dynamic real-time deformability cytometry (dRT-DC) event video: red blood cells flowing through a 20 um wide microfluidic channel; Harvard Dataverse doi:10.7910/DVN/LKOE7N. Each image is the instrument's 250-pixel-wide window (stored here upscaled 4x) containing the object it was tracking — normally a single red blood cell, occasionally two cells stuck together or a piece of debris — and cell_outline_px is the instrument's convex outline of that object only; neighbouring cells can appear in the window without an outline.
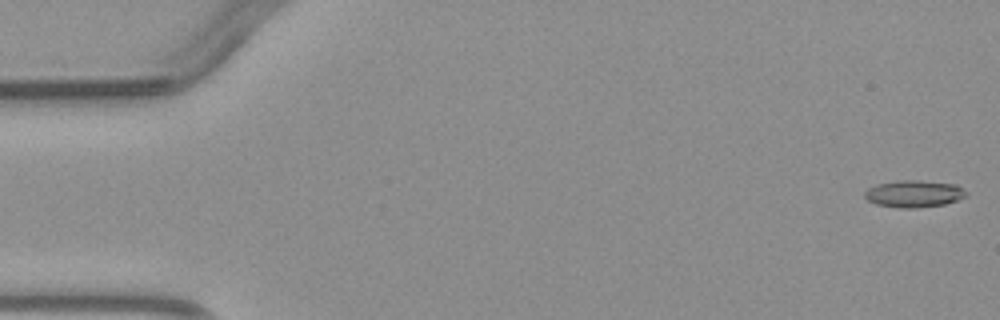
{"species": "common noctule bat (a hibernating species)", "species_latin": "Nyctalus noctula", "temperature_condition": "warm", "stored_images_in_passage": 4, "camera_frame_rate_fps": 3000, "um_per_image_px": 0.085, "animal": {"sex": "male", "body_mass_g": 23.1, "forearm_length_mm": 52.7}, "frame": {"image": 1, "passage_image": 1, "time_ms": 0.0, "image_size_px": [1000, 320], "cell_outline_px": [[968, 196], [944, 204], [916, 208], [900, 208], [876, 204], [868, 200], [864, 196], [864, 192], [868, 188], [876, 184], [896, 180], [916, 180], [956, 184], [968, 192]], "centroid_in_image_um": [77.68, 16.46], "position_along_channel_um": 7.3, "area_um2": 16.07}}